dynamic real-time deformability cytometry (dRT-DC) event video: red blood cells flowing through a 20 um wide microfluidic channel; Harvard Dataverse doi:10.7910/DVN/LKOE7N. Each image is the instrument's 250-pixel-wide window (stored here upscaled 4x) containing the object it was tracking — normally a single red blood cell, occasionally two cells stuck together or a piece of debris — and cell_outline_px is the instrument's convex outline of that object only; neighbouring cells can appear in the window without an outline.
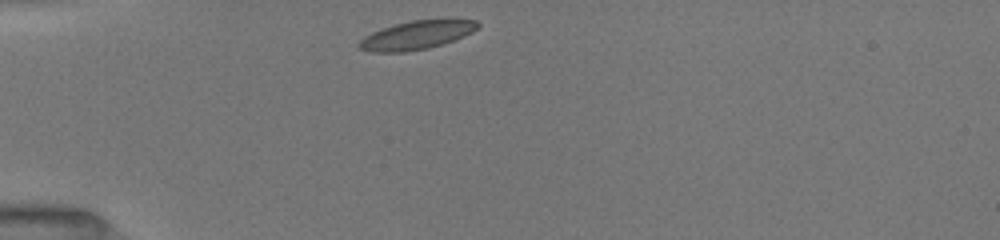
{"species": "common noctule bat (a hibernating species)", "species_latin": "Nyctalus noctula", "temperature_condition": "room temperature", "stored_images_in_passage": 33, "camera_frame_rate_fps": 3000, "um_per_image_px": 0.085, "animal": {"sex": "female", "body_mass_g": 19.5, "forearm_length_mm": 54.1}, "frame": {"image": 1, "passage_image": 1, "time_ms": 0.0, "image_size_px": [1000, 240], "cell_outline_px": [[480, 24], [472, 32], [464, 36], [444, 44], [428, 48], [404, 52], [372, 52], [360, 48], [356, 44], [364, 36], [372, 32], [396, 24], [412, 20], [476, 20]], "centroid_in_image_um": [35.39, 3.0], "position_along_channel_um": 49.6, "area_um2": 19.48}}
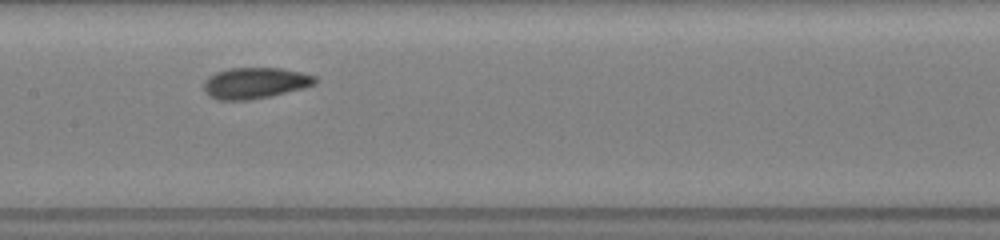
{"frame": {"image": 2, "passage_image": 13, "time_ms": 4.0, "image_size_px": [1000, 240], "cell_outline_px": [[316, 84], [304, 88], [268, 96], [248, 100], [220, 100], [208, 96], [204, 88], [204, 80], [208, 76], [216, 72], [228, 68], [280, 68], [300, 72], [316, 76]], "centroid_in_image_um": [21.66, 7.05], "position_along_channel_um": 185.7, "area_um2": 20.11}}
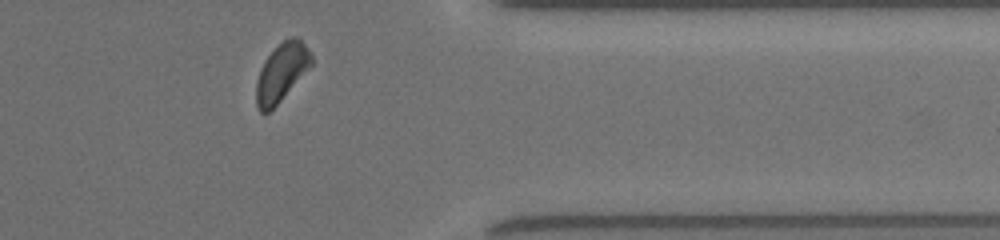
{"frame": {"image": 3, "passage_image": 29, "time_ms": 9.333, "image_size_px": [1000, 240], "cell_outline_px": [[312, 64], [280, 100], [268, 112], [260, 112], [256, 104], [256, 84], [260, 68], [264, 60], [284, 40], [292, 36], [296, 36], [308, 48], [312, 56]], "centroid_in_image_um": [23.92, 6.14], "position_along_channel_um": 387.5, "area_um2": 18.09}, "authors_computed_cell_mechanics": {"area_um2": 19.7676, "velocity_mm_per_s": 3.9721, "shape_relaxation_time_tau1_ms": 3.4765, "shape_relaxation_time_tau2_ms": 5.3148, "deformation_change_tau1": 0.1147, "deformation_change_tau2": 0.0825}}